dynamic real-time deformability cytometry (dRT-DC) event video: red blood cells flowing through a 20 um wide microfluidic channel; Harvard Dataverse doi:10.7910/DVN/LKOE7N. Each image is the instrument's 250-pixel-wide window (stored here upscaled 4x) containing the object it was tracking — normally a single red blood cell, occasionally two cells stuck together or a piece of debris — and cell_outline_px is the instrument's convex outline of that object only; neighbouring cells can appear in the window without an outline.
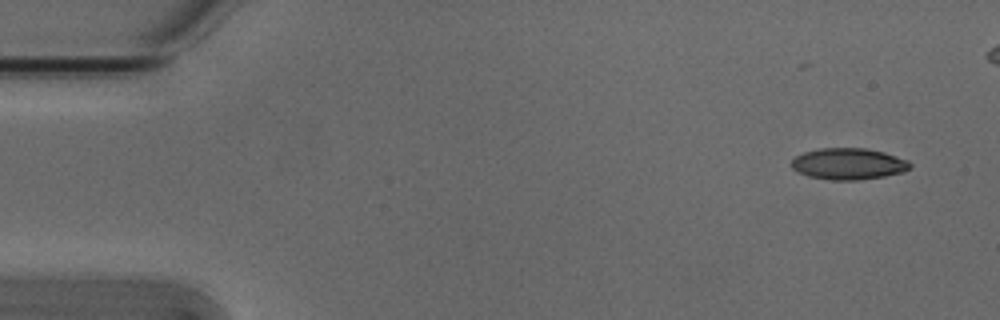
{"species": "Egyptian fruit bat (a non-hibernating species)", "species_latin": "Rousettus aegyptiacus", "temperature_condition": "cold", "stored_images_in_passage": 7, "camera_frame_rate_fps": 3000, "um_per_image_px": 0.085, "animal": {"sex": "male"}, "frame": {"image": 1, "passage_image": 1, "time_ms": 0.0, "image_size_px": [1000, 320], "cell_outline_px": [[912, 168], [904, 172], [884, 176], [856, 180], [832, 180], [808, 176], [792, 168], [792, 160], [796, 156], [804, 152], [820, 148], [864, 148], [884, 152], [908, 160], [912, 164]], "centroid_in_image_um": [72.16, 13.92], "position_along_channel_um": 12.8, "area_um2": 21.68}}